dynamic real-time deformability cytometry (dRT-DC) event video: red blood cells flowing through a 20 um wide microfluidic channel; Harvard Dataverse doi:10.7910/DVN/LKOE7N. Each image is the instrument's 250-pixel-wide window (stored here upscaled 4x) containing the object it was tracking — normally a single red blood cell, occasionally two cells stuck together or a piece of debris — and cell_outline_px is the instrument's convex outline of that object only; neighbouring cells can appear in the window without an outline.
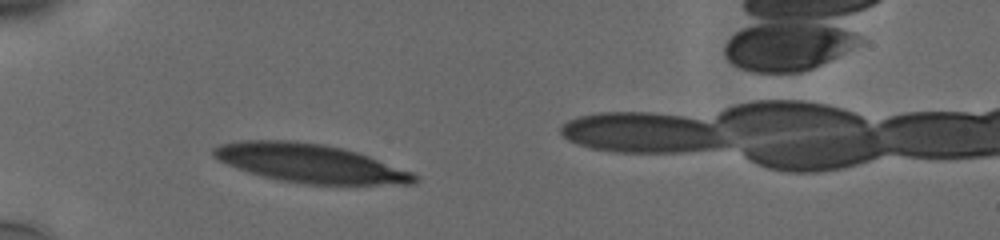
{"species": "human", "species_latin": "Homo sapiens", "temperature_condition": "cold", "stored_images_in_passage": 38, "camera_frame_rate_fps": 3000, "um_per_image_px": 0.085, "donor": {"sex": "male"}, "frame": {"image": 1, "passage_image": 7, "time_ms": 2.0, "image_size_px": [1000, 240], "cell_outline_px": [[420, 176], [416, 184], [304, 184], [276, 180], [248, 172], [236, 168], [212, 156], [212, 148], [220, 144], [240, 140], [292, 140], [324, 144], [356, 152], [368, 156], [412, 172]], "centroid_in_image_um": [26.32, 13.88], "position_along_channel_um": 58.7, "area_um2": 45.2}}
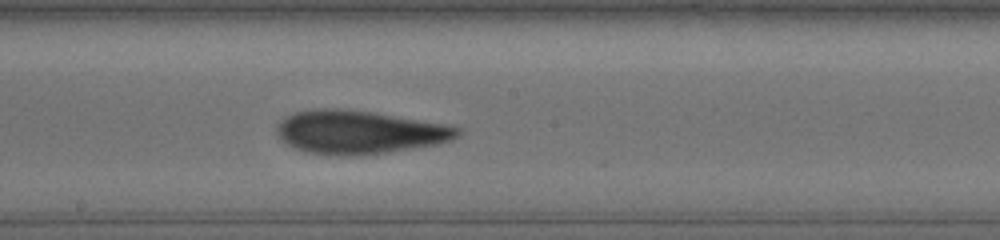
{"frame": {"image": 2, "passage_image": 21, "time_ms": 6.667, "image_size_px": [1000, 240], "cell_outline_px": [[460, 136], [452, 140], [436, 144], [388, 152], [356, 156], [340, 156], [304, 152], [292, 148], [276, 132], [280, 124], [288, 116], [296, 112], [320, 108], [328, 108], [372, 112], [440, 124], [460, 128]], "centroid_in_image_um": [30.52, 11.26], "position_along_channel_um": 217.7, "area_um2": 44.91}}
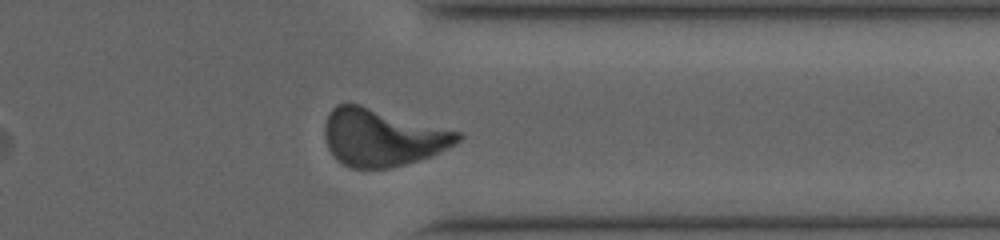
{"frame": {"image": 3, "passage_image": 34, "time_ms": 11.0, "image_size_px": [1000, 240], "cell_outline_px": [[464, 136], [456, 144], [432, 156], [404, 164], [388, 168], [352, 168], [336, 160], [332, 156], [328, 148], [324, 136], [324, 124], [328, 112], [336, 104], [360, 104], [460, 132]], "centroid_in_image_um": [32.47, 11.68], "position_along_channel_um": 378.9, "area_um2": 44.56}, "authors_computed_cell_mechanics": {"area_um2": 44.1592, "velocity_mm_per_s": 3.7484, "shape_relaxation_time_tau1_ms": 4.9354, "shape_relaxation_time_tau2_ms": 2.1391, "deformation_change_tau1": 0.1767, "deformation_change_tau2": 0.0937}}